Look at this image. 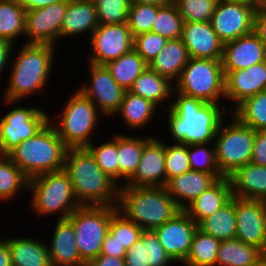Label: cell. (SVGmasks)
<instances>
[{"mask_svg": "<svg viewBox=\"0 0 266 266\" xmlns=\"http://www.w3.org/2000/svg\"><path fill=\"white\" fill-rule=\"evenodd\" d=\"M265 60V45L254 32L224 44L222 66L225 75Z\"/></svg>", "mask_w": 266, "mask_h": 266, "instance_id": "cell-21", "label": "cell"}, {"mask_svg": "<svg viewBox=\"0 0 266 266\" xmlns=\"http://www.w3.org/2000/svg\"><path fill=\"white\" fill-rule=\"evenodd\" d=\"M0 266H12L8 242L4 237H0Z\"/></svg>", "mask_w": 266, "mask_h": 266, "instance_id": "cell-56", "label": "cell"}, {"mask_svg": "<svg viewBox=\"0 0 266 266\" xmlns=\"http://www.w3.org/2000/svg\"><path fill=\"white\" fill-rule=\"evenodd\" d=\"M229 123V124H228ZM255 130L242 124L234 115L222 120L215 135L217 166L224 177L251 162Z\"/></svg>", "mask_w": 266, "mask_h": 266, "instance_id": "cell-9", "label": "cell"}, {"mask_svg": "<svg viewBox=\"0 0 266 266\" xmlns=\"http://www.w3.org/2000/svg\"><path fill=\"white\" fill-rule=\"evenodd\" d=\"M29 179L7 156L0 155V201H10L23 190H28Z\"/></svg>", "mask_w": 266, "mask_h": 266, "instance_id": "cell-36", "label": "cell"}, {"mask_svg": "<svg viewBox=\"0 0 266 266\" xmlns=\"http://www.w3.org/2000/svg\"><path fill=\"white\" fill-rule=\"evenodd\" d=\"M177 96V97H176ZM167 114L172 143L184 145L213 143L217 129L228 115L226 105L206 103L198 98L173 91ZM226 107V108H224Z\"/></svg>", "mask_w": 266, "mask_h": 266, "instance_id": "cell-1", "label": "cell"}, {"mask_svg": "<svg viewBox=\"0 0 266 266\" xmlns=\"http://www.w3.org/2000/svg\"><path fill=\"white\" fill-rule=\"evenodd\" d=\"M12 266H52L46 242L35 238H5Z\"/></svg>", "mask_w": 266, "mask_h": 266, "instance_id": "cell-30", "label": "cell"}, {"mask_svg": "<svg viewBox=\"0 0 266 266\" xmlns=\"http://www.w3.org/2000/svg\"><path fill=\"white\" fill-rule=\"evenodd\" d=\"M232 196L266 201V166L247 163L228 176Z\"/></svg>", "mask_w": 266, "mask_h": 266, "instance_id": "cell-25", "label": "cell"}, {"mask_svg": "<svg viewBox=\"0 0 266 266\" xmlns=\"http://www.w3.org/2000/svg\"><path fill=\"white\" fill-rule=\"evenodd\" d=\"M230 114L255 131L266 130V90L245 99Z\"/></svg>", "mask_w": 266, "mask_h": 266, "instance_id": "cell-38", "label": "cell"}, {"mask_svg": "<svg viewBox=\"0 0 266 266\" xmlns=\"http://www.w3.org/2000/svg\"><path fill=\"white\" fill-rule=\"evenodd\" d=\"M63 170L81 206L117 207L120 185L100 169L87 148H68Z\"/></svg>", "mask_w": 266, "mask_h": 266, "instance_id": "cell-3", "label": "cell"}, {"mask_svg": "<svg viewBox=\"0 0 266 266\" xmlns=\"http://www.w3.org/2000/svg\"><path fill=\"white\" fill-rule=\"evenodd\" d=\"M229 1H236V2H241L244 4H248L256 9H259L262 6L266 5V0H229Z\"/></svg>", "mask_w": 266, "mask_h": 266, "instance_id": "cell-57", "label": "cell"}, {"mask_svg": "<svg viewBox=\"0 0 266 266\" xmlns=\"http://www.w3.org/2000/svg\"><path fill=\"white\" fill-rule=\"evenodd\" d=\"M134 37L126 23L98 25L92 33L87 63L105 65L133 49Z\"/></svg>", "mask_w": 266, "mask_h": 266, "instance_id": "cell-13", "label": "cell"}, {"mask_svg": "<svg viewBox=\"0 0 266 266\" xmlns=\"http://www.w3.org/2000/svg\"><path fill=\"white\" fill-rule=\"evenodd\" d=\"M13 47L15 45L0 38V79L2 78V72H5L3 70H5L6 65L10 63L11 56L13 55L12 51H15Z\"/></svg>", "mask_w": 266, "mask_h": 266, "instance_id": "cell-53", "label": "cell"}, {"mask_svg": "<svg viewBox=\"0 0 266 266\" xmlns=\"http://www.w3.org/2000/svg\"><path fill=\"white\" fill-rule=\"evenodd\" d=\"M236 228L235 196L198 224V229L219 241L235 239Z\"/></svg>", "mask_w": 266, "mask_h": 266, "instance_id": "cell-32", "label": "cell"}, {"mask_svg": "<svg viewBox=\"0 0 266 266\" xmlns=\"http://www.w3.org/2000/svg\"><path fill=\"white\" fill-rule=\"evenodd\" d=\"M90 83L78 90L90 99L104 116L112 117L119 109L125 90L114 80L104 65L87 64Z\"/></svg>", "mask_w": 266, "mask_h": 266, "instance_id": "cell-14", "label": "cell"}, {"mask_svg": "<svg viewBox=\"0 0 266 266\" xmlns=\"http://www.w3.org/2000/svg\"><path fill=\"white\" fill-rule=\"evenodd\" d=\"M165 140L152 136L144 145L140 162L134 174L120 186H166Z\"/></svg>", "mask_w": 266, "mask_h": 266, "instance_id": "cell-18", "label": "cell"}, {"mask_svg": "<svg viewBox=\"0 0 266 266\" xmlns=\"http://www.w3.org/2000/svg\"><path fill=\"white\" fill-rule=\"evenodd\" d=\"M265 241H266V215H265Z\"/></svg>", "mask_w": 266, "mask_h": 266, "instance_id": "cell-60", "label": "cell"}, {"mask_svg": "<svg viewBox=\"0 0 266 266\" xmlns=\"http://www.w3.org/2000/svg\"><path fill=\"white\" fill-rule=\"evenodd\" d=\"M183 19L171 1L165 6H157V15L151 32L165 37L167 40L182 38Z\"/></svg>", "mask_w": 266, "mask_h": 266, "instance_id": "cell-39", "label": "cell"}, {"mask_svg": "<svg viewBox=\"0 0 266 266\" xmlns=\"http://www.w3.org/2000/svg\"><path fill=\"white\" fill-rule=\"evenodd\" d=\"M235 213V238L257 247L266 255V201L235 197Z\"/></svg>", "mask_w": 266, "mask_h": 266, "instance_id": "cell-17", "label": "cell"}, {"mask_svg": "<svg viewBox=\"0 0 266 266\" xmlns=\"http://www.w3.org/2000/svg\"><path fill=\"white\" fill-rule=\"evenodd\" d=\"M68 0L25 13V43L57 44Z\"/></svg>", "mask_w": 266, "mask_h": 266, "instance_id": "cell-15", "label": "cell"}, {"mask_svg": "<svg viewBox=\"0 0 266 266\" xmlns=\"http://www.w3.org/2000/svg\"><path fill=\"white\" fill-rule=\"evenodd\" d=\"M182 40L190 58L222 59L224 43L208 22H184Z\"/></svg>", "mask_w": 266, "mask_h": 266, "instance_id": "cell-20", "label": "cell"}, {"mask_svg": "<svg viewBox=\"0 0 266 266\" xmlns=\"http://www.w3.org/2000/svg\"><path fill=\"white\" fill-rule=\"evenodd\" d=\"M30 207L38 216L58 214V219H67L79 204L71 180L62 171L42 174L29 179ZM37 212V213H36Z\"/></svg>", "mask_w": 266, "mask_h": 266, "instance_id": "cell-7", "label": "cell"}, {"mask_svg": "<svg viewBox=\"0 0 266 266\" xmlns=\"http://www.w3.org/2000/svg\"><path fill=\"white\" fill-rule=\"evenodd\" d=\"M156 109H159V107L153 102L129 91H125L120 107L112 117L118 114L121 116V120H124L127 127L133 130L135 128V130H139L144 125L149 126V122L151 124L155 113H158Z\"/></svg>", "mask_w": 266, "mask_h": 266, "instance_id": "cell-31", "label": "cell"}, {"mask_svg": "<svg viewBox=\"0 0 266 266\" xmlns=\"http://www.w3.org/2000/svg\"><path fill=\"white\" fill-rule=\"evenodd\" d=\"M174 83L168 78L160 76L155 71L147 67L135 80L129 92L141 96L157 106L169 109V99L173 98ZM172 97V98H171ZM162 103V104H161ZM164 103V104H163Z\"/></svg>", "mask_w": 266, "mask_h": 266, "instance_id": "cell-29", "label": "cell"}, {"mask_svg": "<svg viewBox=\"0 0 266 266\" xmlns=\"http://www.w3.org/2000/svg\"><path fill=\"white\" fill-rule=\"evenodd\" d=\"M221 241L202 232L200 229L194 234L191 250L184 266H216L217 253Z\"/></svg>", "mask_w": 266, "mask_h": 266, "instance_id": "cell-37", "label": "cell"}, {"mask_svg": "<svg viewBox=\"0 0 266 266\" xmlns=\"http://www.w3.org/2000/svg\"><path fill=\"white\" fill-rule=\"evenodd\" d=\"M266 90V60L246 69L229 71L225 75V100L232 112L245 99ZM232 101V102H231Z\"/></svg>", "mask_w": 266, "mask_h": 266, "instance_id": "cell-19", "label": "cell"}, {"mask_svg": "<svg viewBox=\"0 0 266 266\" xmlns=\"http://www.w3.org/2000/svg\"><path fill=\"white\" fill-rule=\"evenodd\" d=\"M147 253V230L134 242L124 256L125 266H150Z\"/></svg>", "mask_w": 266, "mask_h": 266, "instance_id": "cell-49", "label": "cell"}, {"mask_svg": "<svg viewBox=\"0 0 266 266\" xmlns=\"http://www.w3.org/2000/svg\"><path fill=\"white\" fill-rule=\"evenodd\" d=\"M126 252L125 247L121 246L116 237L108 231L104 238L100 255L124 258Z\"/></svg>", "mask_w": 266, "mask_h": 266, "instance_id": "cell-51", "label": "cell"}, {"mask_svg": "<svg viewBox=\"0 0 266 266\" xmlns=\"http://www.w3.org/2000/svg\"><path fill=\"white\" fill-rule=\"evenodd\" d=\"M54 227L47 245L51 265L79 266L84 260L79 254L72 223L68 219H58Z\"/></svg>", "mask_w": 266, "mask_h": 266, "instance_id": "cell-22", "label": "cell"}, {"mask_svg": "<svg viewBox=\"0 0 266 266\" xmlns=\"http://www.w3.org/2000/svg\"><path fill=\"white\" fill-rule=\"evenodd\" d=\"M98 266H125L124 258L99 255L93 260Z\"/></svg>", "mask_w": 266, "mask_h": 266, "instance_id": "cell-55", "label": "cell"}, {"mask_svg": "<svg viewBox=\"0 0 266 266\" xmlns=\"http://www.w3.org/2000/svg\"><path fill=\"white\" fill-rule=\"evenodd\" d=\"M143 229L128 220L118 210L111 216L109 232L113 234L121 246L128 250L131 245L141 238Z\"/></svg>", "mask_w": 266, "mask_h": 266, "instance_id": "cell-46", "label": "cell"}, {"mask_svg": "<svg viewBox=\"0 0 266 266\" xmlns=\"http://www.w3.org/2000/svg\"><path fill=\"white\" fill-rule=\"evenodd\" d=\"M50 117L41 108L21 105L0 113V155H8L23 140L35 136L50 122Z\"/></svg>", "mask_w": 266, "mask_h": 266, "instance_id": "cell-11", "label": "cell"}, {"mask_svg": "<svg viewBox=\"0 0 266 266\" xmlns=\"http://www.w3.org/2000/svg\"><path fill=\"white\" fill-rule=\"evenodd\" d=\"M183 22L211 21L218 0H173Z\"/></svg>", "mask_w": 266, "mask_h": 266, "instance_id": "cell-42", "label": "cell"}, {"mask_svg": "<svg viewBox=\"0 0 266 266\" xmlns=\"http://www.w3.org/2000/svg\"><path fill=\"white\" fill-rule=\"evenodd\" d=\"M251 163L266 166V130L255 131Z\"/></svg>", "mask_w": 266, "mask_h": 266, "instance_id": "cell-50", "label": "cell"}, {"mask_svg": "<svg viewBox=\"0 0 266 266\" xmlns=\"http://www.w3.org/2000/svg\"><path fill=\"white\" fill-rule=\"evenodd\" d=\"M98 25L94 1L68 0L66 14L60 28V39L68 36L69 38L70 36L80 37L83 34L88 36V33H90L88 38L90 39Z\"/></svg>", "mask_w": 266, "mask_h": 266, "instance_id": "cell-24", "label": "cell"}, {"mask_svg": "<svg viewBox=\"0 0 266 266\" xmlns=\"http://www.w3.org/2000/svg\"><path fill=\"white\" fill-rule=\"evenodd\" d=\"M114 80L125 90L129 91L135 80L148 67V63L132 49L118 59L104 65Z\"/></svg>", "mask_w": 266, "mask_h": 266, "instance_id": "cell-34", "label": "cell"}, {"mask_svg": "<svg viewBox=\"0 0 266 266\" xmlns=\"http://www.w3.org/2000/svg\"><path fill=\"white\" fill-rule=\"evenodd\" d=\"M92 142L86 148L94 156L100 169L119 184L118 135L100 145ZM97 145V146H96Z\"/></svg>", "mask_w": 266, "mask_h": 266, "instance_id": "cell-40", "label": "cell"}, {"mask_svg": "<svg viewBox=\"0 0 266 266\" xmlns=\"http://www.w3.org/2000/svg\"><path fill=\"white\" fill-rule=\"evenodd\" d=\"M231 198L232 190L229 178L223 177L206 189L184 211L198 225L203 219L224 206Z\"/></svg>", "mask_w": 266, "mask_h": 266, "instance_id": "cell-26", "label": "cell"}, {"mask_svg": "<svg viewBox=\"0 0 266 266\" xmlns=\"http://www.w3.org/2000/svg\"><path fill=\"white\" fill-rule=\"evenodd\" d=\"M167 39L153 32L134 36L133 49L149 64L164 48Z\"/></svg>", "mask_w": 266, "mask_h": 266, "instance_id": "cell-47", "label": "cell"}, {"mask_svg": "<svg viewBox=\"0 0 266 266\" xmlns=\"http://www.w3.org/2000/svg\"><path fill=\"white\" fill-rule=\"evenodd\" d=\"M165 172L167 182L184 172L190 171V162L188 158V145L173 143L170 145L165 141Z\"/></svg>", "mask_w": 266, "mask_h": 266, "instance_id": "cell-45", "label": "cell"}, {"mask_svg": "<svg viewBox=\"0 0 266 266\" xmlns=\"http://www.w3.org/2000/svg\"><path fill=\"white\" fill-rule=\"evenodd\" d=\"M63 107L62 112L56 115L58 119L50 118L51 124L68 148H86L93 142L92 133L104 115L78 89Z\"/></svg>", "mask_w": 266, "mask_h": 266, "instance_id": "cell-6", "label": "cell"}, {"mask_svg": "<svg viewBox=\"0 0 266 266\" xmlns=\"http://www.w3.org/2000/svg\"><path fill=\"white\" fill-rule=\"evenodd\" d=\"M254 33L259 37L266 48V5L256 10L254 16Z\"/></svg>", "mask_w": 266, "mask_h": 266, "instance_id": "cell-52", "label": "cell"}, {"mask_svg": "<svg viewBox=\"0 0 266 266\" xmlns=\"http://www.w3.org/2000/svg\"><path fill=\"white\" fill-rule=\"evenodd\" d=\"M210 145L212 143L188 145L190 169L213 174L218 179L223 178L224 176L221 174L216 162L215 145L213 143L209 147Z\"/></svg>", "mask_w": 266, "mask_h": 266, "instance_id": "cell-41", "label": "cell"}, {"mask_svg": "<svg viewBox=\"0 0 266 266\" xmlns=\"http://www.w3.org/2000/svg\"><path fill=\"white\" fill-rule=\"evenodd\" d=\"M256 10L241 2L218 0L210 22L217 36L225 44L254 32Z\"/></svg>", "mask_w": 266, "mask_h": 266, "instance_id": "cell-12", "label": "cell"}, {"mask_svg": "<svg viewBox=\"0 0 266 266\" xmlns=\"http://www.w3.org/2000/svg\"><path fill=\"white\" fill-rule=\"evenodd\" d=\"M23 9L31 11L41 9L63 0H15Z\"/></svg>", "mask_w": 266, "mask_h": 266, "instance_id": "cell-54", "label": "cell"}, {"mask_svg": "<svg viewBox=\"0 0 266 266\" xmlns=\"http://www.w3.org/2000/svg\"><path fill=\"white\" fill-rule=\"evenodd\" d=\"M147 253L150 266H169L177 264L162 247L153 230H147Z\"/></svg>", "mask_w": 266, "mask_h": 266, "instance_id": "cell-48", "label": "cell"}, {"mask_svg": "<svg viewBox=\"0 0 266 266\" xmlns=\"http://www.w3.org/2000/svg\"><path fill=\"white\" fill-rule=\"evenodd\" d=\"M131 2L142 3V4H152L156 6H165L171 2V0H131Z\"/></svg>", "mask_w": 266, "mask_h": 266, "instance_id": "cell-58", "label": "cell"}, {"mask_svg": "<svg viewBox=\"0 0 266 266\" xmlns=\"http://www.w3.org/2000/svg\"><path fill=\"white\" fill-rule=\"evenodd\" d=\"M117 209L143 230H153L181 211L165 186H120Z\"/></svg>", "mask_w": 266, "mask_h": 266, "instance_id": "cell-4", "label": "cell"}, {"mask_svg": "<svg viewBox=\"0 0 266 266\" xmlns=\"http://www.w3.org/2000/svg\"><path fill=\"white\" fill-rule=\"evenodd\" d=\"M68 147L49 122L40 132L23 140L7 156L21 169L28 179L62 171Z\"/></svg>", "mask_w": 266, "mask_h": 266, "instance_id": "cell-5", "label": "cell"}, {"mask_svg": "<svg viewBox=\"0 0 266 266\" xmlns=\"http://www.w3.org/2000/svg\"><path fill=\"white\" fill-rule=\"evenodd\" d=\"M22 44L20 50H17L16 59L14 57L12 61L11 56L12 71L2 99L5 106H12L29 94L34 96L41 92L44 87L47 88L46 85L52 76L56 56L54 54L57 50L55 45L25 42Z\"/></svg>", "mask_w": 266, "mask_h": 266, "instance_id": "cell-2", "label": "cell"}, {"mask_svg": "<svg viewBox=\"0 0 266 266\" xmlns=\"http://www.w3.org/2000/svg\"><path fill=\"white\" fill-rule=\"evenodd\" d=\"M157 15V6L131 2L127 24L132 36L151 32L152 24Z\"/></svg>", "mask_w": 266, "mask_h": 266, "instance_id": "cell-44", "label": "cell"}, {"mask_svg": "<svg viewBox=\"0 0 266 266\" xmlns=\"http://www.w3.org/2000/svg\"><path fill=\"white\" fill-rule=\"evenodd\" d=\"M25 13L15 0H0V38L16 45V40L25 37Z\"/></svg>", "mask_w": 266, "mask_h": 266, "instance_id": "cell-35", "label": "cell"}, {"mask_svg": "<svg viewBox=\"0 0 266 266\" xmlns=\"http://www.w3.org/2000/svg\"><path fill=\"white\" fill-rule=\"evenodd\" d=\"M266 255L238 239L221 241L216 266H265Z\"/></svg>", "mask_w": 266, "mask_h": 266, "instance_id": "cell-28", "label": "cell"}, {"mask_svg": "<svg viewBox=\"0 0 266 266\" xmlns=\"http://www.w3.org/2000/svg\"><path fill=\"white\" fill-rule=\"evenodd\" d=\"M174 90L206 103L221 104L220 100L225 99L222 59L190 58L174 83Z\"/></svg>", "mask_w": 266, "mask_h": 266, "instance_id": "cell-8", "label": "cell"}, {"mask_svg": "<svg viewBox=\"0 0 266 266\" xmlns=\"http://www.w3.org/2000/svg\"><path fill=\"white\" fill-rule=\"evenodd\" d=\"M99 25L126 23L131 0H93Z\"/></svg>", "mask_w": 266, "mask_h": 266, "instance_id": "cell-43", "label": "cell"}, {"mask_svg": "<svg viewBox=\"0 0 266 266\" xmlns=\"http://www.w3.org/2000/svg\"><path fill=\"white\" fill-rule=\"evenodd\" d=\"M152 136L140 138L138 136H129L125 133H118L119 185L126 183L134 174L140 162L144 145ZM121 179L125 182L123 180L121 182Z\"/></svg>", "mask_w": 266, "mask_h": 266, "instance_id": "cell-33", "label": "cell"}, {"mask_svg": "<svg viewBox=\"0 0 266 266\" xmlns=\"http://www.w3.org/2000/svg\"><path fill=\"white\" fill-rule=\"evenodd\" d=\"M217 180L213 174L190 170L170 179L165 187L179 208L184 210Z\"/></svg>", "mask_w": 266, "mask_h": 266, "instance_id": "cell-23", "label": "cell"}, {"mask_svg": "<svg viewBox=\"0 0 266 266\" xmlns=\"http://www.w3.org/2000/svg\"><path fill=\"white\" fill-rule=\"evenodd\" d=\"M79 266H98L93 260L83 261Z\"/></svg>", "mask_w": 266, "mask_h": 266, "instance_id": "cell-59", "label": "cell"}, {"mask_svg": "<svg viewBox=\"0 0 266 266\" xmlns=\"http://www.w3.org/2000/svg\"><path fill=\"white\" fill-rule=\"evenodd\" d=\"M198 225L181 210L172 219L153 229L166 253L180 265L186 260Z\"/></svg>", "mask_w": 266, "mask_h": 266, "instance_id": "cell-16", "label": "cell"}, {"mask_svg": "<svg viewBox=\"0 0 266 266\" xmlns=\"http://www.w3.org/2000/svg\"><path fill=\"white\" fill-rule=\"evenodd\" d=\"M117 210L114 206H80L67 218L74 227L76 244L84 261L100 255L111 216Z\"/></svg>", "mask_w": 266, "mask_h": 266, "instance_id": "cell-10", "label": "cell"}, {"mask_svg": "<svg viewBox=\"0 0 266 266\" xmlns=\"http://www.w3.org/2000/svg\"><path fill=\"white\" fill-rule=\"evenodd\" d=\"M190 56L182 38L168 40L164 48L153 58L148 67L160 76L175 83Z\"/></svg>", "mask_w": 266, "mask_h": 266, "instance_id": "cell-27", "label": "cell"}]
</instances>
